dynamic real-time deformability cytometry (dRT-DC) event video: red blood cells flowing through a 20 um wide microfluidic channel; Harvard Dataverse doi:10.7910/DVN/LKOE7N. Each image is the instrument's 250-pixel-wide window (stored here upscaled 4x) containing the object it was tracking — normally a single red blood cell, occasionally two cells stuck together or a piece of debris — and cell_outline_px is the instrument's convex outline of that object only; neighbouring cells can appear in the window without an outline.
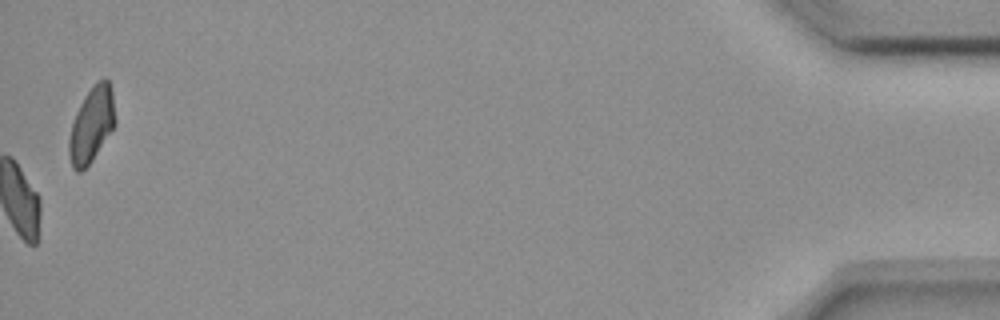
{"species": "common noctule bat (a hibernating species)", "species_latin": "Nyctalus noctula", "temperature_condition": "room temperature", "stored_images_in_passage": 55, "camera_frame_rate_fps": 3000, "um_per_image_px": 0.085, "animal": {"sex": "female", "body_mass_g": 18.4}, "frame": {"image": 1, "passage_image": 55, "time_ms": 18.0, "image_size_px": [1000, 320], "cell_outline_px": [[116, 124], [92, 160], [80, 172], [76, 172], [72, 168], [68, 152], [68, 140], [72, 124], [76, 112], [84, 96], [104, 76], [108, 80], [112, 92], [116, 120]], "centroid_in_image_um": [7.78, 10.62], "position_along_channel_um": 427.4, "area_um2": 20.06}, "authors_computed_cell_mechanics": {"area_um2": 19.8254, "velocity_mm_per_s": 3.6623, "shape_relaxation_time_tau1_ms": 6.4872, "shape_relaxation_time_tau2_ms": 4.8688, "deformation_change_tau1": 0.1512, "deformation_change_tau2": 0.0986}}